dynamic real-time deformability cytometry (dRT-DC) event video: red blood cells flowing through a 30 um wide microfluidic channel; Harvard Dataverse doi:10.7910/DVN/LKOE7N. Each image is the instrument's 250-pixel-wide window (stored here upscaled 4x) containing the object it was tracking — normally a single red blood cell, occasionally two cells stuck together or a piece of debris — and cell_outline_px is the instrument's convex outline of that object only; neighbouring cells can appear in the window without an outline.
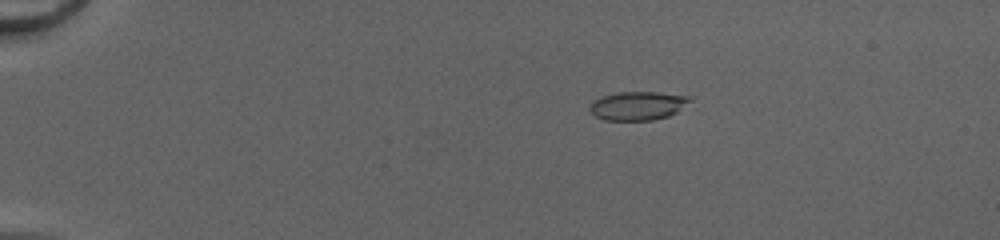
{"species": "common noctule bat (a hibernating species)", "species_latin": "Nyctalus noctula", "temperature_condition": "cold", "stored_images_in_passage": 51, "camera_frame_rate_fps": 3000, "um_per_image_px": 0.085, "animal": {"sex": "female", "body_mass_g": 20.0, "forearm_length_mm": 54.0}, "frame": {"image": 1, "passage_image": 11, "time_ms": 3.333, "image_size_px": [1000, 240], "cell_outline_px": [[692, 100], [676, 112], [668, 116], [652, 120], [604, 120], [596, 116], [588, 108], [592, 100], [600, 96], [620, 92], [656, 92], [692, 96]], "centroid_in_image_um": [54.19, 8.98], "position_along_channel_um": 30.8, "area_um2": 16.76}}
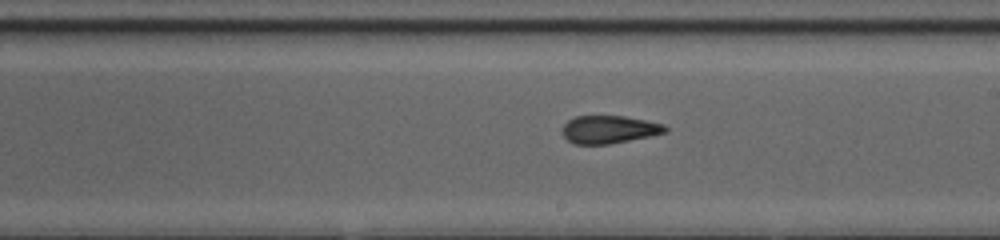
{"frame": {"image": 2, "passage_image": 32, "time_ms": 10.333, "image_size_px": [1000, 240], "cell_outline_px": [[668, 132], [608, 144], [576, 144], [568, 140], [560, 132], [564, 124], [568, 120], [576, 116], [624, 116], [664, 124], [668, 128]], "centroid_in_image_um": [51.75, 11.0], "position_along_channel_um": 237.3, "area_um2": 16.59}}
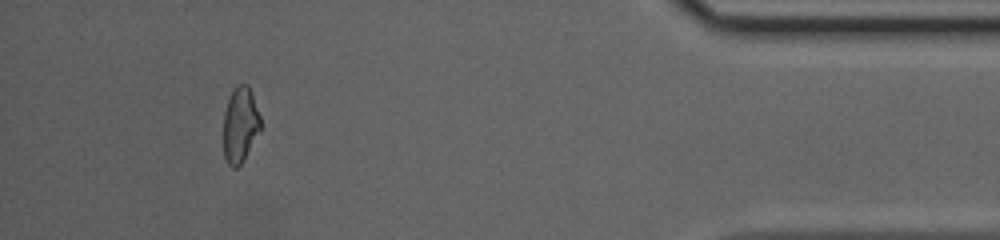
{"frame": {"image": 3, "passage_image": 48, "time_ms": 15.667, "image_size_px": [1000, 240], "cell_outline_px": [[260, 132], [244, 160], [236, 168], [232, 168], [228, 164], [224, 156], [224, 112], [228, 100], [236, 84], [248, 84], [260, 116]], "centroid_in_image_um": [20.42, 10.63], "position_along_channel_um": 414.8, "area_um2": 16.3}, "authors_computed_cell_mechanics": {"area_um2": 17.2244, "velocity_mm_per_s": 4.2274, "shape_relaxation_time_tau1_ms": null, "shape_relaxation_time_tau2_ms": 1.1531, "deformation_change_tau1": null, "deformation_change_tau2": 0.0687}}